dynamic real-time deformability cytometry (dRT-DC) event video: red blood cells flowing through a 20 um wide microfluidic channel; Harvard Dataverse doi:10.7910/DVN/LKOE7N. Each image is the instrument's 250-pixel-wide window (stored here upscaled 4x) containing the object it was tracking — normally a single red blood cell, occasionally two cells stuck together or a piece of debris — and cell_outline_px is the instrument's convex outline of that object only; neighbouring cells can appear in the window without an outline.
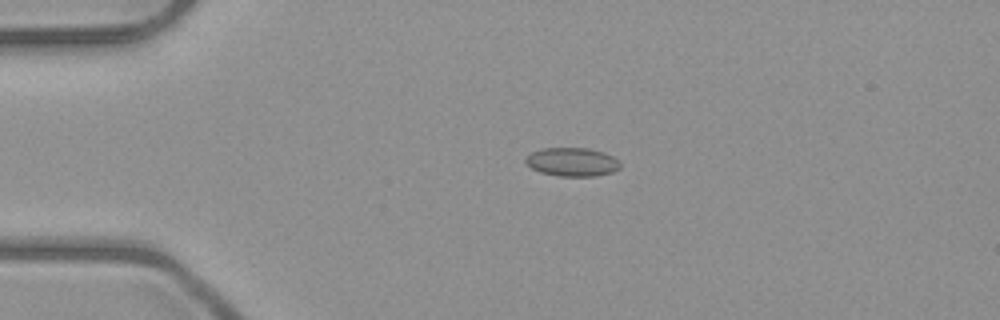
{"species": "common noctule bat (a hibernating species)", "species_latin": "Nyctalus noctula", "temperature_condition": "room temperature", "stored_images_in_passage": 3, "camera_frame_rate_fps": 3000, "um_per_image_px": 0.085, "animal": {"sex": "male", "body_mass_g": 23.1, "forearm_length_mm": 52.7}, "frame": {"image": 1, "passage_image": 2, "time_ms": 1.333, "image_size_px": [1000, 320], "cell_outline_px": [[620, 168], [612, 172], [596, 176], [556, 176], [540, 172], [532, 168], [524, 160], [532, 152], [544, 148], [588, 148], [604, 152], [620, 160]], "centroid_in_image_um": [48.67, 13.77], "position_along_channel_um": 36.3, "area_um2": 15.78}}